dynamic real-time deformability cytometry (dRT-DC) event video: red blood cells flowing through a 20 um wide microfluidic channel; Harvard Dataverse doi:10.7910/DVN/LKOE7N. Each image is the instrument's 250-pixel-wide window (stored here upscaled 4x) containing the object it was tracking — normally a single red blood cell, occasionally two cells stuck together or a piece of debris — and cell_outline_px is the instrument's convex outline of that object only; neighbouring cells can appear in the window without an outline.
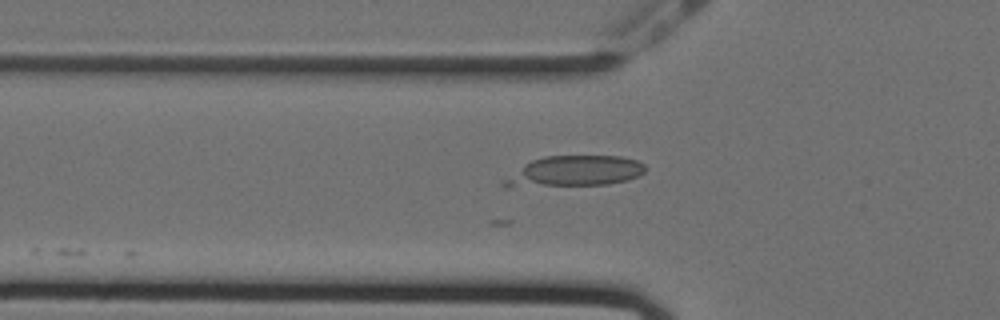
{"species": "Egyptian fruit bat (a non-hibernating species)", "species_latin": "Rousettus aegyptiacus", "temperature_condition": "cold", "stored_images_in_passage": 9, "camera_frame_rate_fps": 3000, "um_per_image_px": 0.085, "animal": {"sex": "female"}, "frame": {"image": 1, "passage_image": 4, "time_ms": 1.0, "image_size_px": [1000, 320], "cell_outline_px": [[644, 172], [628, 180], [608, 184], [508, 188], [504, 188], [500, 184], [500, 180], [524, 164], [532, 160], [544, 156], [620, 156], [636, 160], [644, 164]], "centroid_in_image_um": [48.71, 14.58], "position_along_channel_um": 77.1, "area_um2": 25.66}}